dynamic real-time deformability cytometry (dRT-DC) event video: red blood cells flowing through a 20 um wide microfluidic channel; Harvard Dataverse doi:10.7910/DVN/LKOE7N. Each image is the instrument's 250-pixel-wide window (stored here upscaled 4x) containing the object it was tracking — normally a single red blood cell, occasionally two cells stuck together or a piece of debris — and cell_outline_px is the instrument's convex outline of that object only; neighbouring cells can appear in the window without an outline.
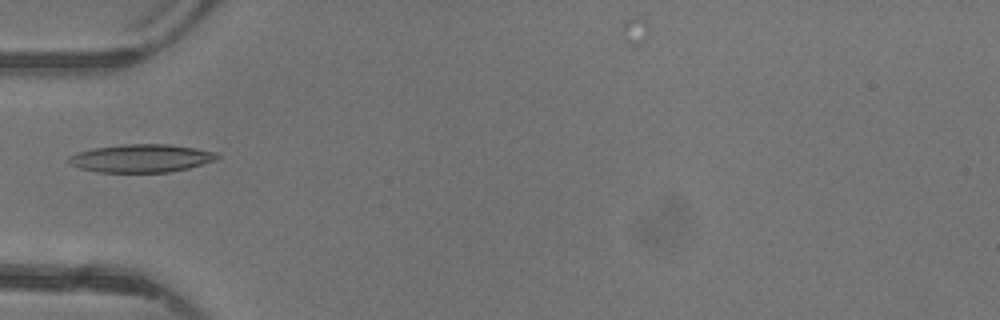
{"species": "common noctule bat (a hibernating species)", "species_latin": "Nyctalus noctula", "temperature_condition": "warm", "stored_images_in_passage": 4, "camera_frame_rate_fps": 3000, "um_per_image_px": 0.085, "animal": {"sex": "female"}, "frame": {"image": 1, "passage_image": 4, "time_ms": 3.333, "image_size_px": [1000, 320], "cell_outline_px": [[220, 156], [216, 160], [188, 168], [168, 172], [96, 172], [80, 168], [72, 164], [68, 160], [68, 156], [76, 152], [92, 148], [124, 144], [168, 144], [196, 148], [216, 152]], "centroid_in_image_um": [11.99, 13.45], "position_along_channel_um": 73.0, "area_um2": 24.28}}